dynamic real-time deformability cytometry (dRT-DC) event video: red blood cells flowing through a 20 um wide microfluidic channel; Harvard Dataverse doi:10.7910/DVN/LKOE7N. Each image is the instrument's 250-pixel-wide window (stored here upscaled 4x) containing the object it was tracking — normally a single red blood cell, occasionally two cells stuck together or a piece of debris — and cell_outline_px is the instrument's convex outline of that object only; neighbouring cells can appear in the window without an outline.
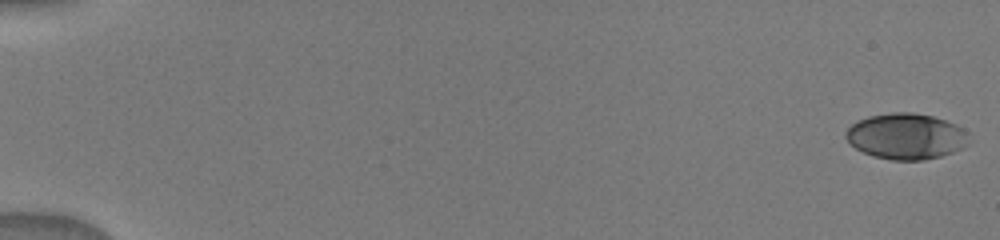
{"species": "human", "species_latin": "Homo sapiens", "temperature_condition": "warm", "stored_images_in_passage": 76, "camera_frame_rate_fps": 3000, "um_per_image_px": 0.085, "donor": {"sex": "male"}, "frame": {"image": 1, "passage_image": 1, "time_ms": 0.0, "image_size_px": [1000, 240], "cell_outline_px": [[968, 144], [952, 152], [940, 156], [924, 160], [892, 160], [872, 156], [856, 148], [844, 136], [844, 132], [852, 124], [868, 116], [892, 112], [912, 112], [932, 116], [956, 124], [964, 128], [968, 132]], "centroid_in_image_um": [77.02, 11.58], "position_along_channel_um": 8.0, "area_um2": 32.89}}
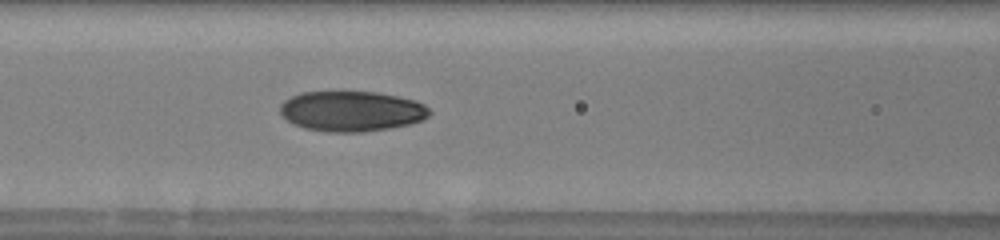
{"frame": {"image": 2, "passage_image": 42, "time_ms": 7.667, "image_size_px": [1000, 240], "cell_outline_px": [[432, 112], [424, 120], [392, 128], [364, 132], [328, 132], [304, 128], [292, 124], [280, 112], [280, 104], [284, 100], [300, 92], [376, 92], [416, 100], [424, 104]], "centroid_in_image_um": [29.89, 9.46], "position_along_channel_um": 136.7, "area_um2": 35.26}}
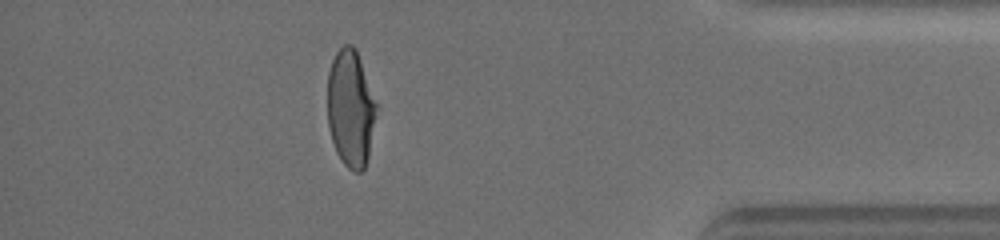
{"frame": {"image": 3, "passage_image": 70, "time_ms": 15.0, "image_size_px": [1000, 240], "cell_outline_px": [[380, 104], [368, 160], [364, 168], [360, 172], [356, 172], [348, 168], [344, 164], [336, 152], [328, 128], [328, 72], [332, 60], [336, 52], [344, 44], [352, 44], [356, 48]], "centroid_in_image_um": [29.86, 9.19], "position_along_channel_um": 405.3, "area_um2": 34.56}}